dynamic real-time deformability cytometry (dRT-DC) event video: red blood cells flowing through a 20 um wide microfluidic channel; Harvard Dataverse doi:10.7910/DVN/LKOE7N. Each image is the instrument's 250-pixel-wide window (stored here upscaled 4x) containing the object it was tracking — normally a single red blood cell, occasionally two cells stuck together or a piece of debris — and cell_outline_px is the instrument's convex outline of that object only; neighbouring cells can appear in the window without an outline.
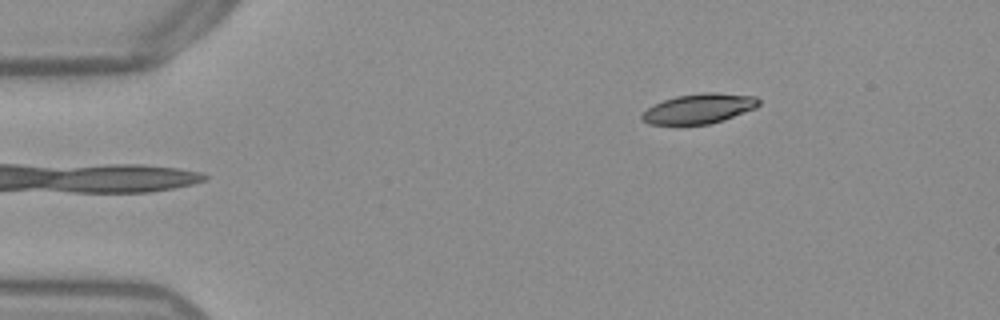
{"species": "Egyptian fruit bat (a non-hibernating species)", "species_latin": "Rousettus aegyptiacus", "temperature_condition": "warm", "stored_images_in_passage": 46, "camera_frame_rate_fps": 3000, "um_per_image_px": 0.085, "frame": {"image": 1, "passage_image": 1, "time_ms": 0.0, "image_size_px": [1000, 320], "cell_outline_px": [[760, 104], [756, 108], [708, 124], [648, 124], [640, 120], [640, 116], [648, 108], [664, 100], [676, 96], [704, 92], [716, 92], [756, 96], [760, 100]], "centroid_in_image_um": [59.42, 9.22], "position_along_channel_um": 25.6, "area_um2": 20.11}}
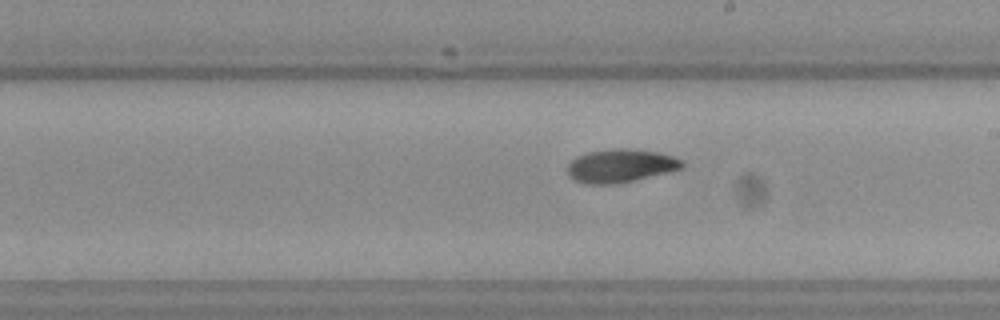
{"frame": {"image": 2, "passage_image": 23, "time_ms": 7.333, "image_size_px": [1000, 320], "cell_outline_px": [[684, 164], [680, 168], [616, 184], [584, 184], [572, 180], [568, 176], [568, 164], [576, 156], [588, 152], [612, 148], [628, 148], [660, 152], [672, 156], [680, 160]], "centroid_in_image_um": [52.66, 14.08], "position_along_channel_um": 236.3, "area_um2": 22.08}}
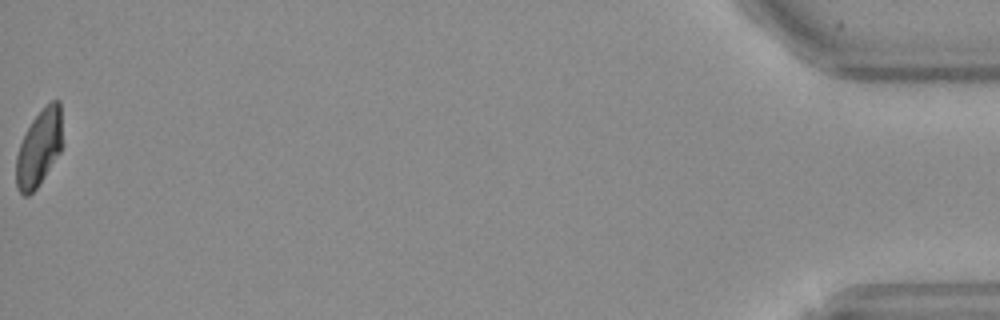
{"frame": {"image": 3, "passage_image": 46, "time_ms": 15.0, "image_size_px": [1000, 320], "cell_outline_px": [[64, 144], [60, 152], [36, 188], [28, 196], [24, 196], [16, 188], [16, 156], [20, 144], [32, 120], [52, 100], [60, 100]], "centroid_in_image_um": [3.35, 12.57], "position_along_channel_um": 431.9, "area_um2": 20.63}, "authors_computed_cell_mechanics": {"area_um2": 21.7617, "velocity_mm_per_s": 3.8432, "shape_relaxation_time_tau1_ms": 7.7649, "shape_relaxation_time_tau2_ms": null, "deformation_change_tau1": 0.1954, "deformation_change_tau2": null}}